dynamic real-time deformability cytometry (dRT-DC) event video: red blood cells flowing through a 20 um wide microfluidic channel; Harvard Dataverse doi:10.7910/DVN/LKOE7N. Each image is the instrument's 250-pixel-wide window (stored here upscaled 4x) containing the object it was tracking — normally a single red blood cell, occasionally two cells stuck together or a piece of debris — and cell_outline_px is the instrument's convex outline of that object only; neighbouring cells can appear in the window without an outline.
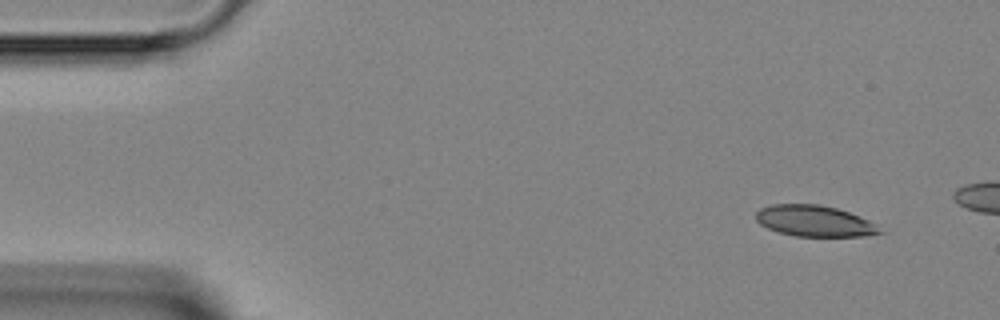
{"species": "Egyptian fruit bat (a non-hibernating species)", "species_latin": "Rousettus aegyptiacus", "temperature_condition": "room temperature", "stored_images_in_passage": 9, "camera_frame_rate_fps": 3000, "um_per_image_px": 0.085, "animal": {"sex": "female"}, "frame": {"image": 1, "passage_image": 1, "time_ms": 0.0, "image_size_px": [1000, 320], "cell_outline_px": [[884, 232], [864, 236], [796, 236], [780, 232], [768, 228], [760, 224], [756, 220], [756, 212], [760, 208], [772, 204], [820, 204], [836, 208], [848, 212], [868, 220], [876, 224]], "centroid_in_image_um": [69.22, 18.78], "position_along_channel_um": 15.8, "area_um2": 22.31}}